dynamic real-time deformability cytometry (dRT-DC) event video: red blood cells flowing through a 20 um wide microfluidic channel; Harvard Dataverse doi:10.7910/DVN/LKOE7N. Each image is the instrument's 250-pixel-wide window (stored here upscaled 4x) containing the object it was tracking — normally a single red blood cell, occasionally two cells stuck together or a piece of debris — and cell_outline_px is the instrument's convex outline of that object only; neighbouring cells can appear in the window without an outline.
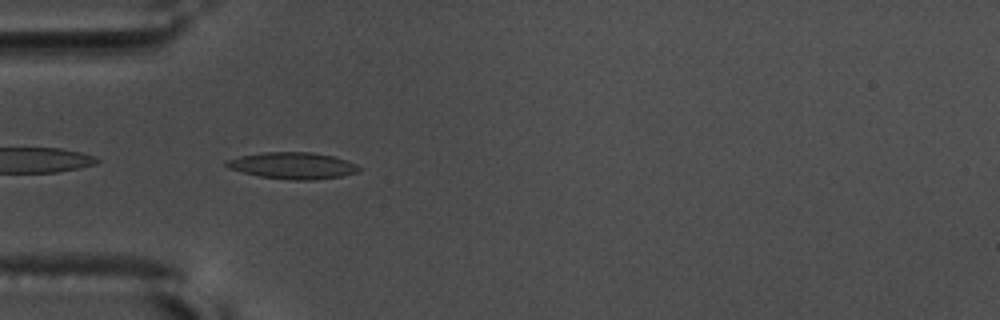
{"species": "common noctule bat (a hibernating species)", "species_latin": "Nyctalus noctula", "temperature_condition": "warm", "stored_images_in_passage": 5, "camera_frame_rate_fps": 3000, "um_per_image_px": 0.085, "animal": {"sex": "male", "body_mass_g": 17.5, "forearm_length_mm": 52.3}, "frame": {"image": 1, "passage_image": 2, "time_ms": 0.333, "image_size_px": [1000, 320], "cell_outline_px": [[364, 168], [360, 172], [340, 176], [316, 180], [288, 180], [260, 176], [228, 168], [224, 164], [224, 160], [240, 156], [264, 152], [312, 152], [332, 156], [356, 164]], "centroid_in_image_um": [24.9, 14.08], "position_along_channel_um": 60.1, "area_um2": 20.63}}